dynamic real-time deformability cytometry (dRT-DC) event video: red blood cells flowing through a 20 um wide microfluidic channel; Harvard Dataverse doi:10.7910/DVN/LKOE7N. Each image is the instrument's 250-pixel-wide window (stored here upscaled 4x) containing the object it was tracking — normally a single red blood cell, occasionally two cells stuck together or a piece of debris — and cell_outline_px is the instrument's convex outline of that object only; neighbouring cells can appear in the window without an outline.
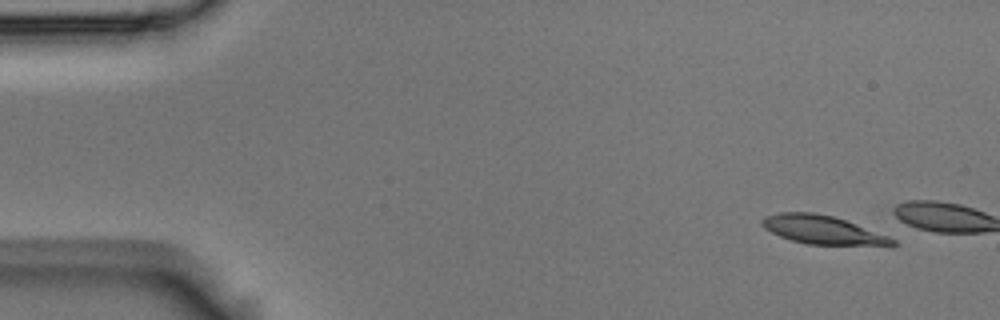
{"species": "Egyptian fruit bat (a non-hibernating species)", "species_latin": "Rousettus aegyptiacus", "temperature_condition": "room temperature", "stored_images_in_passage": 3, "camera_frame_rate_fps": 3000, "um_per_image_px": 0.085, "animal": {"sex": "male"}, "frame": {"image": 1, "passage_image": 1, "time_ms": 0.0, "image_size_px": [1000, 320], "cell_outline_px": [[896, 244], [892, 248], [808, 244], [792, 240], [780, 236], [764, 228], [760, 224], [760, 220], [764, 216], [780, 212], [812, 212], [832, 216], [856, 224], [888, 236], [896, 240]], "centroid_in_image_um": [70.01, 19.58], "position_along_channel_um": 15.0, "area_um2": 22.31}}